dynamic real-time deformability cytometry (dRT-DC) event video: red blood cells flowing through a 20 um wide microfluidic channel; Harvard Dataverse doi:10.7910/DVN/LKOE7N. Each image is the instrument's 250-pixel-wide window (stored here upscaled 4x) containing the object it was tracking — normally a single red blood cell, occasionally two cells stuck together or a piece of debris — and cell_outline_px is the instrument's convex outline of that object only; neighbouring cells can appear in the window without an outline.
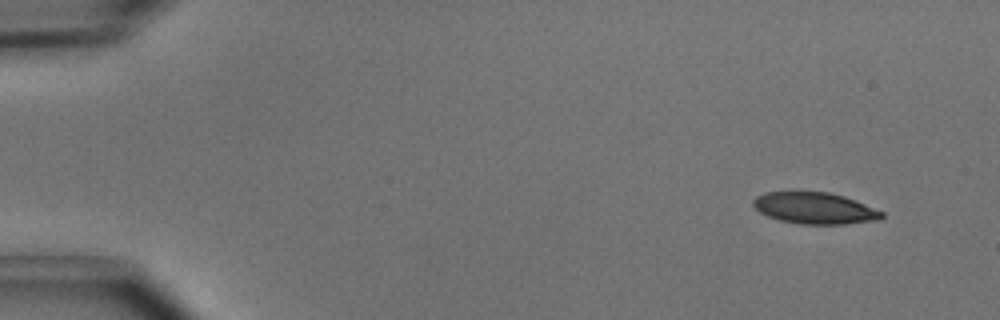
{"species": "common noctule bat (a hibernating species)", "species_latin": "Nyctalus noctula", "temperature_condition": "cold", "stored_images_in_passage": 4, "camera_frame_rate_fps": 3000, "um_per_image_px": 0.085, "animal": {"sex": "male", "body_mass_g": 15.6}, "frame": {"image": 1, "passage_image": 1, "time_ms": 0.0, "image_size_px": [1000, 320], "cell_outline_px": [[884, 216], [880, 220], [844, 224], [800, 224], [780, 220], [768, 216], [760, 212], [752, 204], [752, 200], [756, 196], [764, 192], [828, 192], [844, 196], [856, 200], [884, 212]], "centroid_in_image_um": [69.27, 17.69], "position_along_channel_um": 15.7, "area_um2": 23.64}}
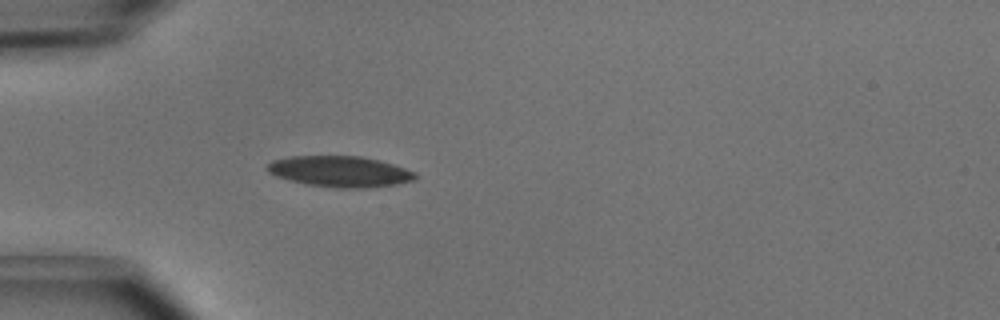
{"frame": {"image": 2, "passage_image": 4, "time_ms": 1.0, "image_size_px": [1000, 320], "cell_outline_px": [[416, 180], [396, 184], [360, 188], [336, 188], [308, 184], [288, 180], [276, 176], [268, 172], [264, 168], [272, 160], [292, 156], [360, 156], [392, 164], [416, 172]], "centroid_in_image_um": [28.86, 14.58], "position_along_channel_um": 56.1, "area_um2": 26.53}}